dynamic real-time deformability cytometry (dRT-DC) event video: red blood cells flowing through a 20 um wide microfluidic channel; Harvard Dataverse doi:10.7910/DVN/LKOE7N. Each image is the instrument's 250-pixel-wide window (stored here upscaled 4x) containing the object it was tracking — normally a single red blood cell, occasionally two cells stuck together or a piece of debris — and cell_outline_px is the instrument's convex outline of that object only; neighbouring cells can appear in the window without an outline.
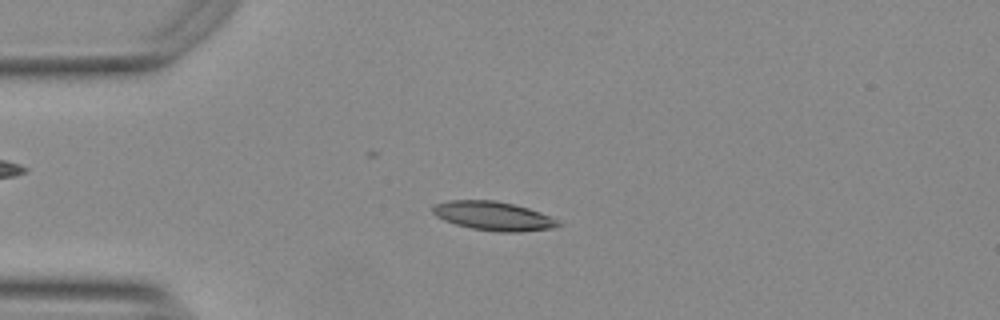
{"species": "Egyptian fruit bat (a non-hibernating species)", "species_latin": "Rousettus aegyptiacus", "temperature_condition": "warm", "stored_images_in_passage": 19, "camera_frame_rate_fps": 3000, "um_per_image_px": 0.085, "animal": {"sex": "female"}, "frame": {"image": 1, "passage_image": 13, "time_ms": 4.0, "image_size_px": [1000, 320], "cell_outline_px": [[564, 224], [552, 228], [520, 232], [500, 232], [472, 228], [456, 224], [444, 220], [436, 216], [432, 212], [432, 204], [448, 200], [496, 200], [528, 208], [540, 212], [560, 220]], "centroid_in_image_um": [41.94, 18.35], "position_along_channel_um": 43.1, "area_um2": 21.27}}
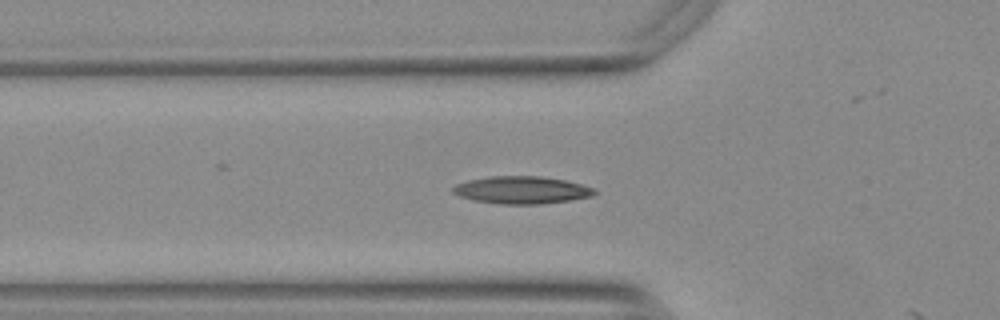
{"frame": {"image": 2, "passage_image": 18, "time_ms": 5.667, "image_size_px": [1000, 320], "cell_outline_px": [[596, 192], [592, 196], [572, 200], [540, 204], [500, 204], [476, 200], [460, 196], [452, 192], [452, 188], [456, 184], [468, 180], [492, 176], [540, 176], [564, 180], [596, 188]], "centroid_in_image_um": [44.37, 16.15], "position_along_channel_um": 81.4, "area_um2": 22.54}}